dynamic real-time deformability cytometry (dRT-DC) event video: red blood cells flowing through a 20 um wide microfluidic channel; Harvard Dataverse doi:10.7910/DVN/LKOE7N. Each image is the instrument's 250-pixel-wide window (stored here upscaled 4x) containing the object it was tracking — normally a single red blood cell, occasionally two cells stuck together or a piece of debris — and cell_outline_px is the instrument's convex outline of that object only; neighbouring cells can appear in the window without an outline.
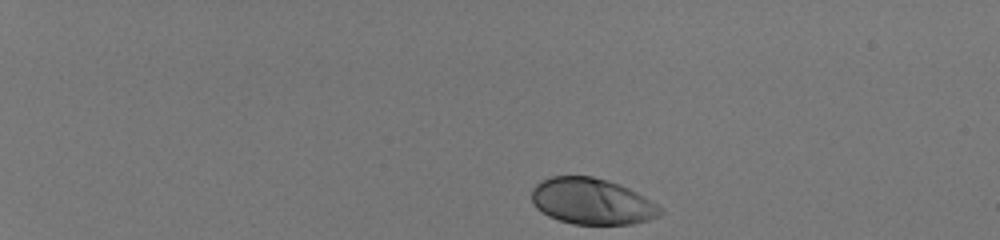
{"species": "human", "species_latin": "Homo sapiens", "temperature_condition": "room temperature", "stored_images_in_passage": 43, "camera_frame_rate_fps": 3000, "um_per_image_px": 0.085, "donor": {"sex": "male"}, "frame": {"image": 1, "passage_image": 1, "time_ms": 0.0, "image_size_px": [1000, 240], "cell_outline_px": [[664, 212], [660, 216], [648, 220], [632, 224], [572, 224], [548, 216], [536, 208], [532, 200], [532, 188], [540, 180], [552, 176], [592, 176], [608, 180], [620, 184], [644, 196], [656, 204]], "centroid_in_image_um": [50.3, 17.11], "position_along_channel_um": 34.7, "area_um2": 34.68}}
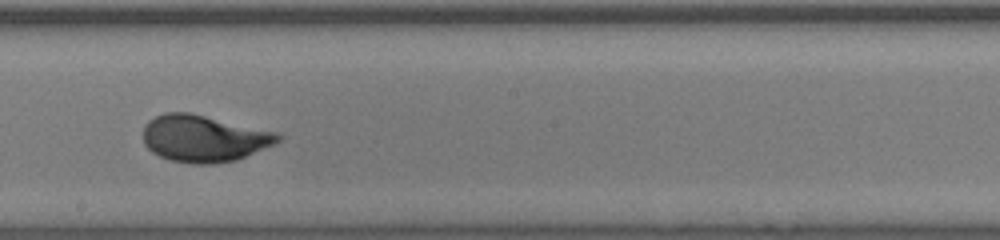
{"frame": {"image": 2, "passage_image": 25, "time_ms": 8.0, "image_size_px": [1000, 240], "cell_outline_px": [[284, 136], [276, 144], [236, 160], [212, 164], [192, 164], [168, 160], [152, 152], [144, 144], [144, 124], [148, 120], [164, 112], [188, 112], [280, 132]], "centroid_in_image_um": [17.36, 11.77], "position_along_channel_um": 230.8, "area_um2": 37.17}}
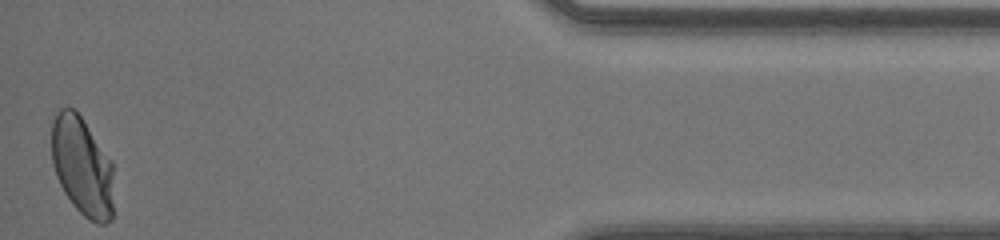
{"frame": {"image": 3, "passage_image": 43, "time_ms": 14.0, "image_size_px": [1000, 240], "cell_outline_px": [[112, 220], [104, 224], [96, 224], [84, 216], [72, 204], [64, 192], [56, 176], [52, 164], [52, 124], [56, 112], [60, 108], [76, 108], [112, 160]], "centroid_in_image_um": [6.98, 14.12], "position_along_channel_um": 428.2, "area_um2": 36.13}, "authors_computed_cell_mechanics": {"area_um2": 35.6048, "velocity_mm_per_s": 4.0955, "shape_relaxation_time_tau1_ms": 2.7797, "shape_relaxation_time_tau2_ms": null, "deformation_change_tau1": 0.1443, "deformation_change_tau2": null}}